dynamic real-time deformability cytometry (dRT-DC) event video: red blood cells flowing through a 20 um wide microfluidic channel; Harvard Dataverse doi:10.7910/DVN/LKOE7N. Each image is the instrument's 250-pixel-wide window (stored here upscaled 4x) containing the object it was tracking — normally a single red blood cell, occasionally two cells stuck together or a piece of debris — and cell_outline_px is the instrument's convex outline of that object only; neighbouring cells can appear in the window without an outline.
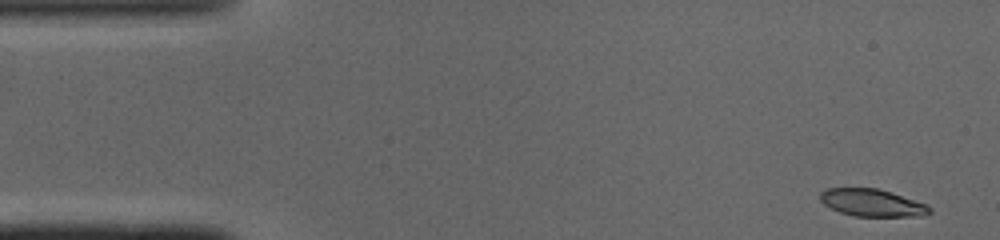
{"species": "common noctule bat (a hibernating species)", "species_latin": "Nyctalus noctula", "temperature_condition": "cold", "stored_images_in_passage": 48, "segment_of_instrument_passage": [1, 2], "camera_frame_rate_fps": 3000, "um_per_image_px": 0.085, "animal": {"sex": "male", "body_mass_g": 19.0, "forearm_length_mm": 50.8}, "frame": {"image": 1, "passage_image": 1, "time_ms": 0.0, "image_size_px": [1000, 240], "cell_outline_px": [[932, 212], [924, 216], [856, 216], [840, 212], [824, 204], [820, 200], [820, 192], [828, 188], [876, 188], [892, 192], [928, 204], [932, 208]], "centroid_in_image_um": [74.18, 17.23], "position_along_channel_um": 10.8, "area_um2": 17.51}}
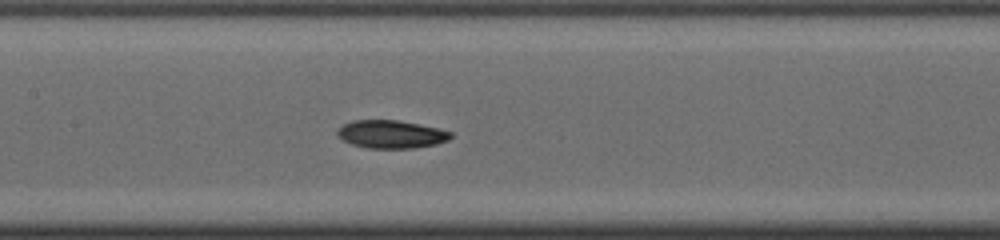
{"frame": {"image": 2, "passage_image": 21, "time_ms": 6.667, "image_size_px": [1000, 240], "cell_outline_px": [[452, 136], [448, 140], [436, 144], [416, 148], [368, 148], [352, 144], [336, 136], [336, 132], [344, 124], [352, 120], [396, 120], [420, 124], [452, 132]], "centroid_in_image_um": [33.24, 11.41], "position_along_channel_um": 174.2, "area_um2": 18.44}}
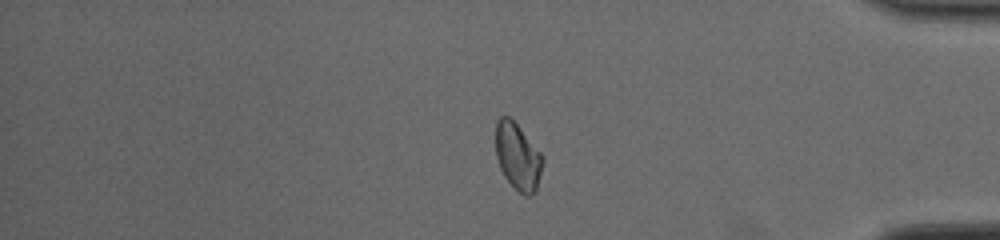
{"frame": {"image": 3, "passage_image": 39, "time_ms": 12.667, "image_size_px": [1000, 240], "cell_outline_px": [[544, 160], [536, 192], [528, 196], [524, 196], [504, 176], [500, 168], [496, 156], [496, 120], [500, 116], [508, 116], [516, 124], [544, 156]], "centroid_in_image_um": [44.02, 13.31], "position_along_channel_um": 391.2, "area_um2": 18.21}}